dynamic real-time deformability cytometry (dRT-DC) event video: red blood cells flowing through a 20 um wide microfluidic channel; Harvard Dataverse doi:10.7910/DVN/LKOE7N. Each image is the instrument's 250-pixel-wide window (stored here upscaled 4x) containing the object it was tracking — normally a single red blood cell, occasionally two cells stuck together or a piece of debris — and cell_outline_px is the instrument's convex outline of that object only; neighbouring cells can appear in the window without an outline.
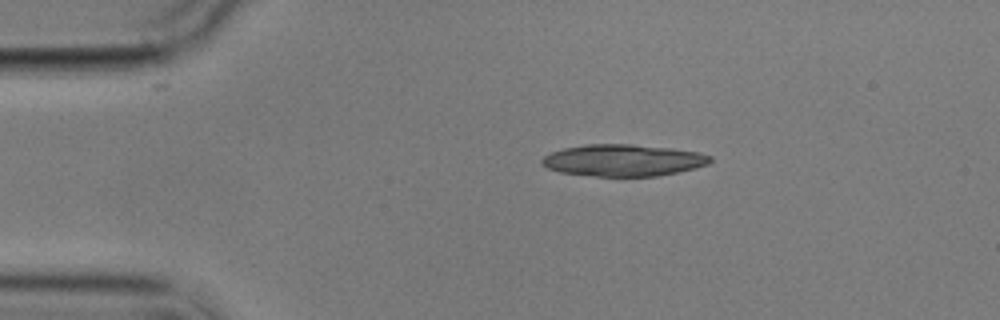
{"species": "common noctule bat (a hibernating species)", "species_latin": "Nyctalus noctula", "temperature_condition": "cold", "stored_images_in_passage": 9, "camera_frame_rate_fps": 3000, "um_per_image_px": 0.085, "animal": {"sex": "male", "body_mass_g": 17.9}, "frame": {"image": 1, "passage_image": 1, "time_ms": 0.0, "image_size_px": [1000, 320], "cell_outline_px": [[712, 160], [708, 164], [696, 168], [656, 176], [596, 176], [560, 172], [548, 168], [540, 164], [540, 160], [544, 156], [552, 152], [564, 148], [588, 144], [632, 144], [668, 148], [700, 152], [712, 156]], "centroid_in_image_um": [52.97, 13.62], "position_along_channel_um": 32.0, "area_um2": 31.1}}
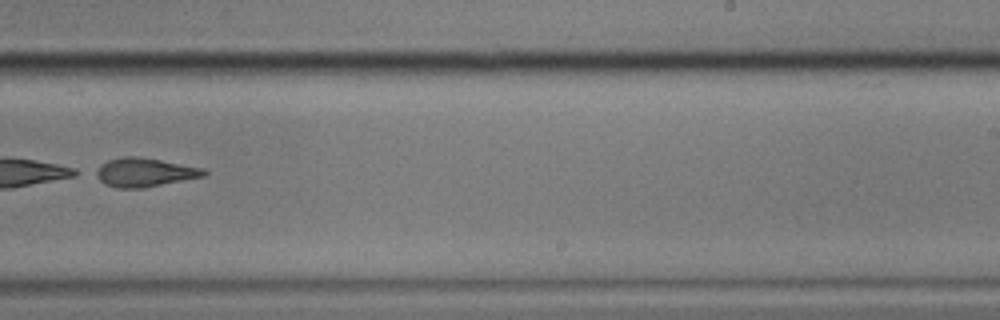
{"frame": {"image": 2, "passage_image": 8, "time_ms": 8.333, "image_size_px": [1000, 320], "cell_outline_px": [[208, 172], [204, 176], [144, 188], [116, 188], [104, 184], [92, 176], [92, 172], [100, 164], [108, 160], [124, 156], [136, 156], [160, 160], [204, 168]], "centroid_in_image_um": [12.2, 14.65], "position_along_channel_um": 276.8, "area_um2": 18.38}}